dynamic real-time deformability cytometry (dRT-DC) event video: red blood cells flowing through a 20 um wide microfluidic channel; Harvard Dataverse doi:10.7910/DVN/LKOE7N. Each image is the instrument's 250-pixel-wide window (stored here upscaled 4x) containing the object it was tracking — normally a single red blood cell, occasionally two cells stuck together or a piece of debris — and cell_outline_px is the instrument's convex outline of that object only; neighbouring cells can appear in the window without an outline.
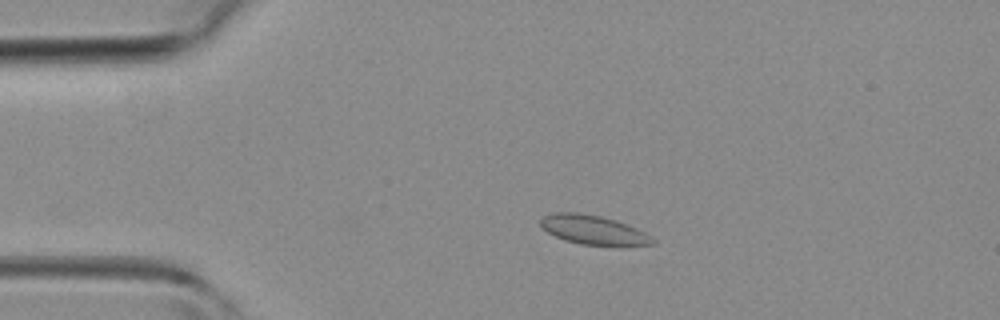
{"species": "common noctule bat (a hibernating species)", "species_latin": "Nyctalus noctula", "temperature_condition": "room temperature", "stored_images_in_passage": 41, "camera_frame_rate_fps": 3000, "um_per_image_px": 0.085, "animal": {"sex": "female", "body_mass_g": 19.3, "forearm_length_mm": 54.1}, "frame": {"image": 1, "passage_image": 7, "time_ms": 2.0, "image_size_px": [1000, 320], "cell_outline_px": [[656, 244], [620, 248], [612, 248], [580, 244], [564, 240], [548, 232], [540, 224], [540, 220], [544, 216], [552, 212], [580, 212], [600, 216], [616, 220], [636, 228], [652, 236], [656, 240]], "centroid_in_image_um": [50.53, 19.59], "position_along_channel_um": 34.5, "area_um2": 19.88}}
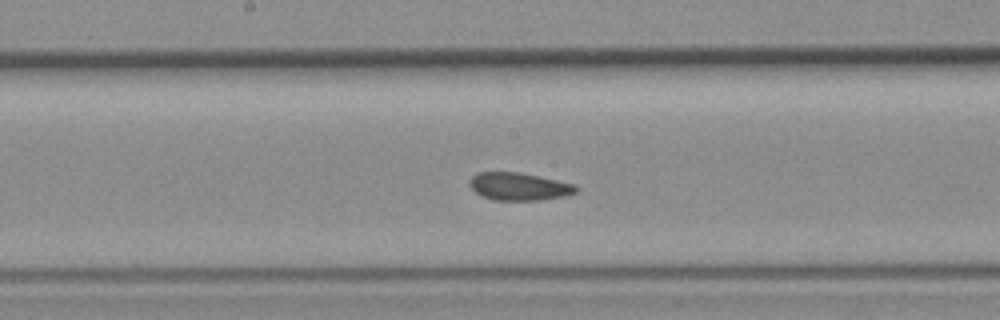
{"frame": {"image": 2, "passage_image": 20, "time_ms": 6.333, "image_size_px": [1000, 320], "cell_outline_px": [[580, 188], [576, 192], [564, 196], [540, 200], [496, 200], [484, 196], [476, 192], [468, 184], [468, 180], [476, 172], [520, 172], [576, 184]], "centroid_in_image_um": [44.13, 15.84], "position_along_channel_um": 204.1, "area_um2": 17.22}}
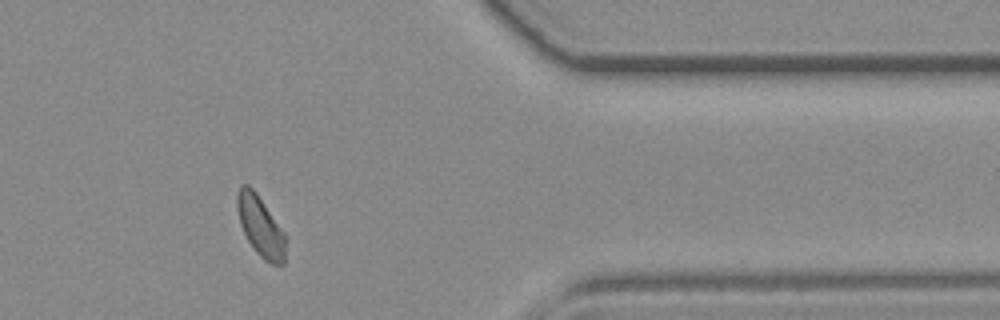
{"frame": {"image": 3, "passage_image": 33, "time_ms": 10.667, "image_size_px": [1000, 320], "cell_outline_px": [[284, 264], [272, 264], [264, 260], [252, 248], [240, 224], [236, 208], [236, 196], [240, 184], [248, 184], [256, 192], [284, 232]], "centroid_in_image_um": [22.09, 19.2], "position_along_channel_um": 389.3, "area_um2": 16.88}}